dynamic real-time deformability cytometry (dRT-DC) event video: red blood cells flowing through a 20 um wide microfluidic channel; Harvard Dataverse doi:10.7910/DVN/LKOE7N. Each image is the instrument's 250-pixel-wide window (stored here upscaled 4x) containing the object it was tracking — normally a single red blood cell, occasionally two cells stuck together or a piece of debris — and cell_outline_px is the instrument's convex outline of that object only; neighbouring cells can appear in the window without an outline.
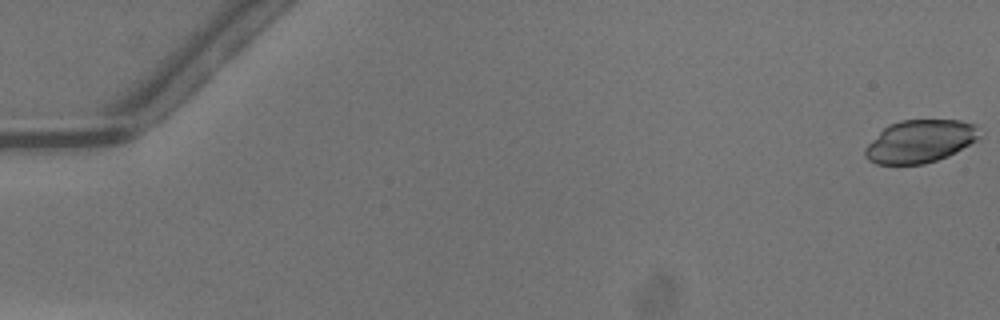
{"species": "common noctule bat (a hibernating species)", "species_latin": "Nyctalus noctula", "temperature_condition": "warm", "stored_images_in_passage": 50, "camera_frame_rate_fps": 3000, "um_per_image_px": 0.085, "animal": {"sex": "male", "body_mass_g": 13.3}, "frame": {"image": 1, "passage_image": 1, "time_ms": 0.0, "image_size_px": [1000, 320], "cell_outline_px": [[980, 140], [948, 156], [924, 164], [876, 164], [868, 160], [864, 156], [864, 148], [888, 124], [900, 120], [960, 120], [976, 124], [980, 136]], "centroid_in_image_um": [78.23, 12.01], "position_along_channel_um": 6.8, "area_um2": 28.73}}